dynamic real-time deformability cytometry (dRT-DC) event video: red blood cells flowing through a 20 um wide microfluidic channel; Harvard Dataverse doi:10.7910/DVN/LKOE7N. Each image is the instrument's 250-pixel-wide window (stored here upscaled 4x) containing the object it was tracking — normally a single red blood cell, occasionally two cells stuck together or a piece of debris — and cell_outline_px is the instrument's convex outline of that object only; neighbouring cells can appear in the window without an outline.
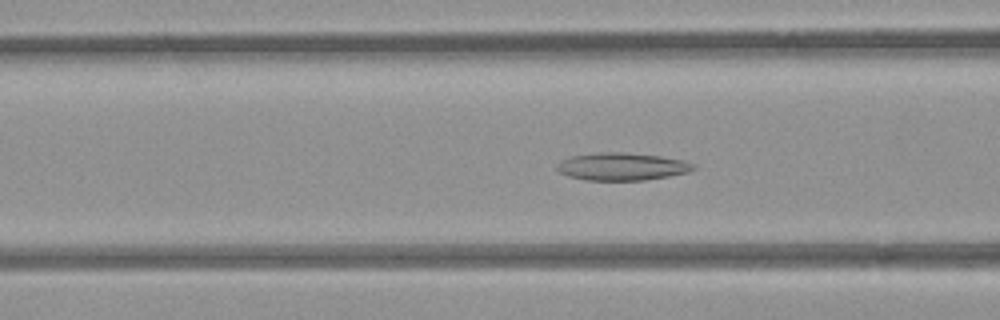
{"species": "common noctule bat (a hibernating species)", "species_latin": "Nyctalus noctula", "temperature_condition": "room temperature", "stored_images_in_passage": 51, "camera_frame_rate_fps": 3000, "um_per_image_px": 0.085, "animal": {"sex": "female", "body_mass_g": 21.9}, "frame": {"image": 1, "passage_image": 19, "time_ms": 6.0, "image_size_px": [1000, 320], "cell_outline_px": [[696, 168], [688, 172], [668, 176], [644, 180], [584, 180], [568, 176], [560, 172], [556, 168], [556, 164], [560, 160], [572, 156], [600, 152], [624, 152], [660, 156], [684, 160], [696, 164]], "centroid_in_image_um": [52.86, 14.15], "position_along_channel_um": 113.7, "area_um2": 22.02}}
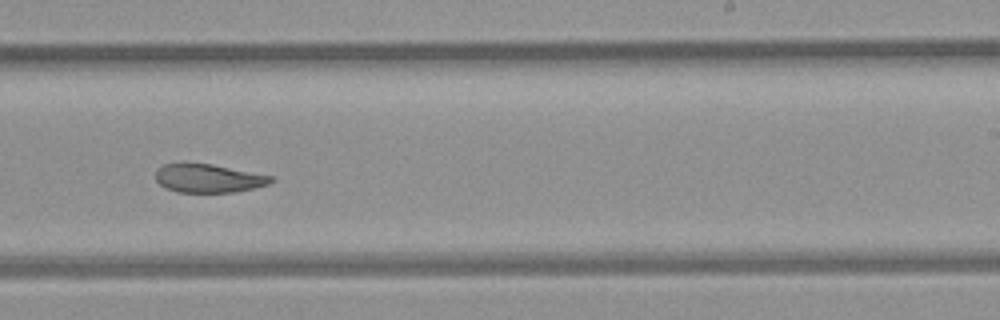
{"frame": {"image": 2, "passage_image": 31, "time_ms": 10.0, "image_size_px": [1000, 320], "cell_outline_px": [[276, 180], [268, 184], [236, 192], [176, 192], [164, 188], [156, 180], [156, 168], [164, 164], [184, 160], [212, 164], [272, 176]], "centroid_in_image_um": [17.64, 15.12], "position_along_channel_um": 271.4, "area_um2": 19.71}}
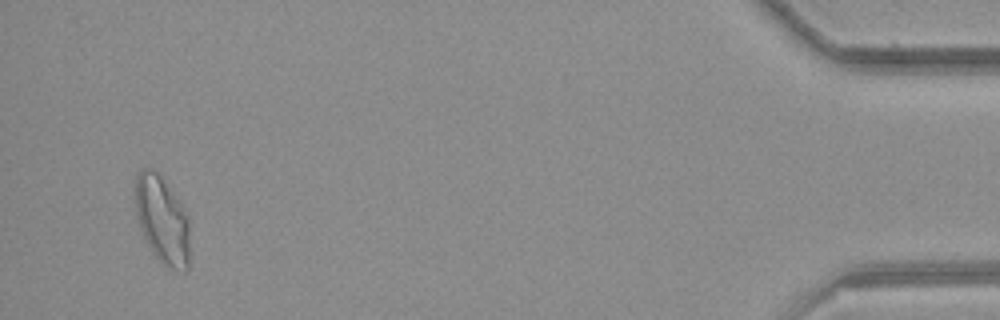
{"frame": {"image": 3, "passage_image": 49, "time_ms": 16.0, "image_size_px": [1000, 320], "cell_outline_px": [[188, 272], [184, 272], [164, 268], [160, 264], [152, 252], [140, 228], [136, 212], [132, 188], [136, 172], [140, 168], [148, 168], [156, 172], [160, 176], [172, 192], [188, 216]], "centroid_in_image_um": [13.73, 18.71], "position_along_channel_um": 421.5, "area_um2": 28.21}, "authors_computed_cell_mechanics": {"area_um2": 22.831, "velocity_mm_per_s": 3.9376, "shape_relaxation_time_tau1_ms": null, "shape_relaxation_time_tau2_ms": 7.7292, "deformation_change_tau1": null, "deformation_change_tau2": 0.1552}}